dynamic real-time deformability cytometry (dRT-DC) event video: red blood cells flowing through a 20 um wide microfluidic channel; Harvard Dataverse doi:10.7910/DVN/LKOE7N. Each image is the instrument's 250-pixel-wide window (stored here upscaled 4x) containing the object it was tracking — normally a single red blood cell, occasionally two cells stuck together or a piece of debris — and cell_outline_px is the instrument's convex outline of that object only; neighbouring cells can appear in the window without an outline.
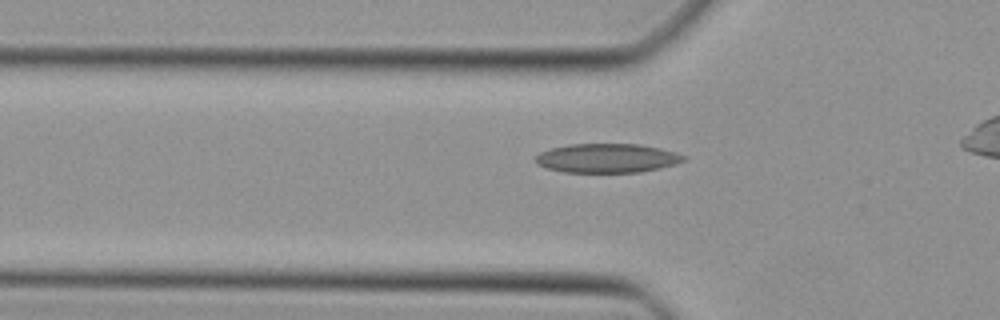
{"species": "Egyptian fruit bat (a non-hibernating species)", "species_latin": "Rousettus aegyptiacus", "temperature_condition": "cold", "stored_images_in_passage": 27, "camera_frame_rate_fps": 3000, "um_per_image_px": 0.085, "animal": {"sex": "female"}, "frame": {"image": 1, "passage_image": 2, "time_ms": 0.333, "image_size_px": [1000, 320], "cell_outline_px": [[688, 160], [676, 164], [660, 168], [640, 172], [564, 172], [544, 168], [536, 164], [536, 156], [540, 152], [552, 148], [568, 144], [640, 144], [660, 148], [676, 152], [688, 156]], "centroid_in_image_um": [51.64, 13.44], "position_along_channel_um": 74.2, "area_um2": 25.37}}
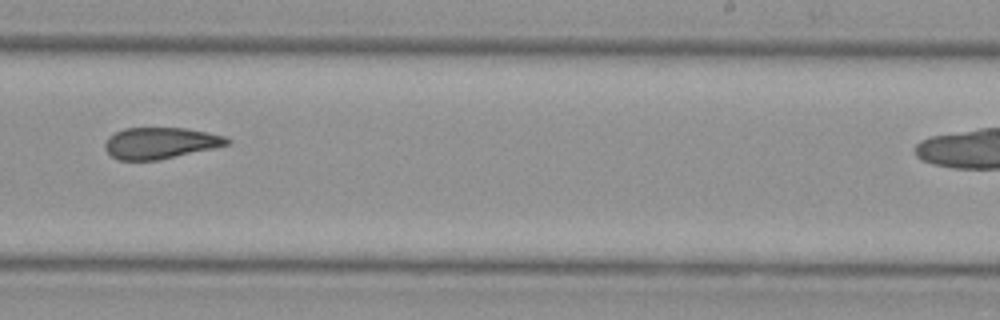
{"frame": {"image": 2, "passage_image": 16, "time_ms": 5.0, "image_size_px": [1000, 320], "cell_outline_px": [[232, 140], [228, 144], [212, 148], [156, 160], [120, 160], [112, 156], [104, 148], [104, 144], [108, 136], [124, 128], [188, 128], [208, 132], [224, 136]], "centroid_in_image_um": [13.6, 12.14], "position_along_channel_um": 275.4, "area_um2": 22.08}}
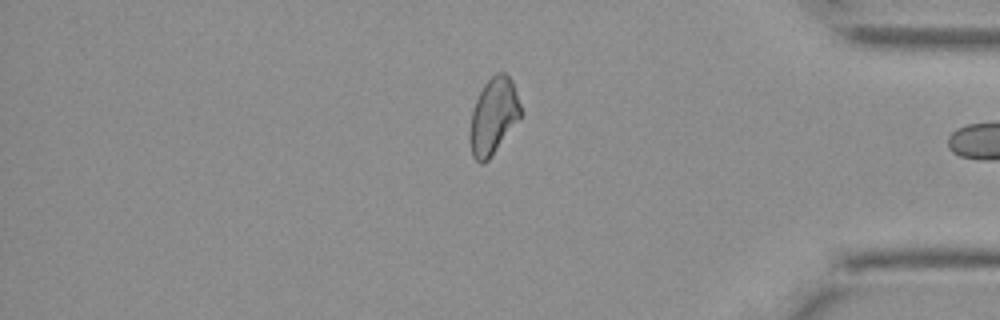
{"frame": {"image": 3, "passage_image": 26, "time_ms": 8.333, "image_size_px": [1000, 320], "cell_outline_px": [[524, 112], [488, 160], [484, 164], [480, 164], [472, 156], [472, 112], [476, 100], [484, 84], [496, 72], [504, 72], [512, 80]], "centroid_in_image_um": [42.0, 9.83], "position_along_channel_um": 393.2, "area_um2": 22.02}}